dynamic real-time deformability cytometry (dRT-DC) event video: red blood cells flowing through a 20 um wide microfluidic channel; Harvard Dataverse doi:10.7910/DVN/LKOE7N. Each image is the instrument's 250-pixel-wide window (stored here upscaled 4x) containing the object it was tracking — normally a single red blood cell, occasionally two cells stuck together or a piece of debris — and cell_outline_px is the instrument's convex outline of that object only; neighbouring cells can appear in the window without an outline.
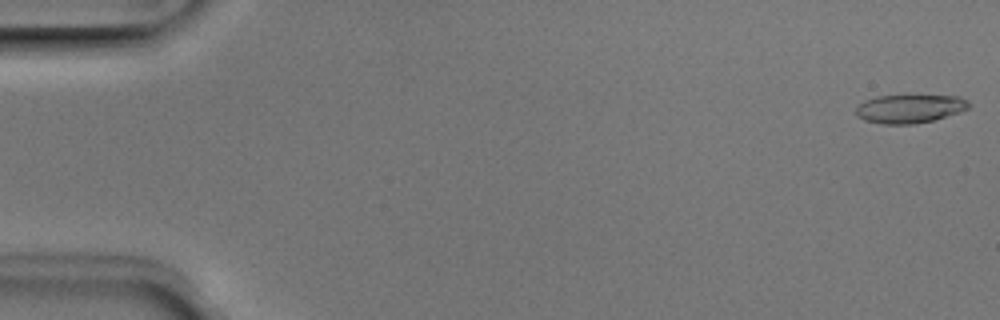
{"species": "Egyptian fruit bat (a non-hibernating species)", "species_latin": "Rousettus aegyptiacus", "temperature_condition": "room temperature", "stored_images_in_passage": 5, "camera_frame_rate_fps": 3000, "um_per_image_px": 0.085, "animal": {"sex": "male"}, "frame": {"image": 1, "passage_image": 1, "time_ms": 0.0, "image_size_px": [1000, 320], "cell_outline_px": [[972, 104], [968, 108], [960, 112], [932, 120], [912, 124], [884, 124], [864, 120], [856, 116], [856, 108], [864, 100], [876, 96], [904, 92], [960, 96], [968, 100]], "centroid_in_image_um": [77.35, 9.16], "position_along_channel_um": 7.7, "area_um2": 19.88}}
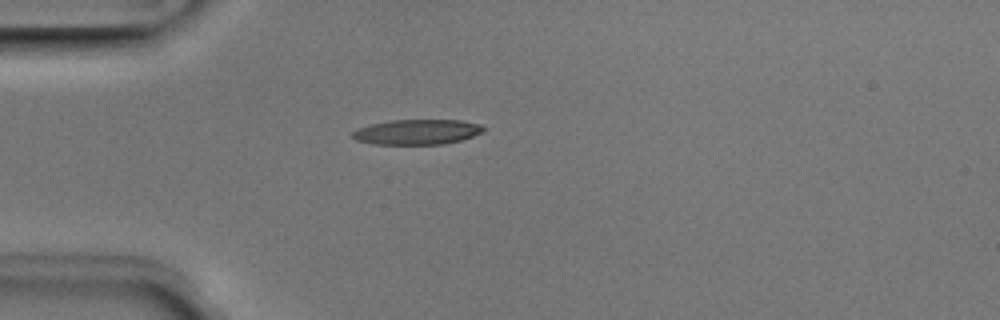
{"frame": {"image": 2, "passage_image": 5, "time_ms": 1.333, "image_size_px": [1000, 320], "cell_outline_px": [[488, 128], [484, 132], [460, 140], [444, 144], [372, 144], [356, 140], [352, 136], [352, 132], [360, 128], [372, 124], [392, 120], [460, 120], [480, 124]], "centroid_in_image_um": [35.5, 11.21], "position_along_channel_um": 49.5, "area_um2": 19.13}}